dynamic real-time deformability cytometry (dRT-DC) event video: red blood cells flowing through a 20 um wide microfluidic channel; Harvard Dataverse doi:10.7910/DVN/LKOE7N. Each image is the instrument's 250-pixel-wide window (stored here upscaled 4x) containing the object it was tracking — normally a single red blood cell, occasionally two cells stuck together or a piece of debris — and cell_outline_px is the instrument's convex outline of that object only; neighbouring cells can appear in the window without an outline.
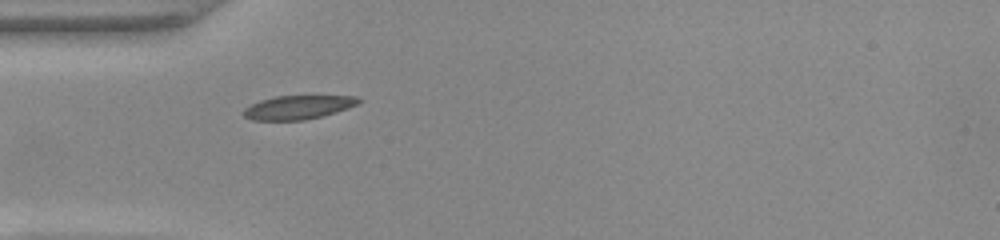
{"species": "common noctule bat (a hibernating species)", "species_latin": "Nyctalus noctula", "temperature_condition": "warm", "stored_images_in_passage": 36, "camera_frame_rate_fps": 3000, "um_per_image_px": 0.085, "animal": {"sex": "female", "body_mass_g": 22.0, "forearm_length_mm": 56.7}, "frame": {"image": 1, "passage_image": 1, "time_ms": 0.0, "image_size_px": [1000, 240], "cell_outline_px": [[364, 100], [348, 108], [324, 116], [304, 120], [252, 120], [244, 116], [244, 108], [260, 100], [276, 96], [360, 96]], "centroid_in_image_um": [25.38, 9.12], "position_along_channel_um": 59.6, "area_um2": 15.95}}
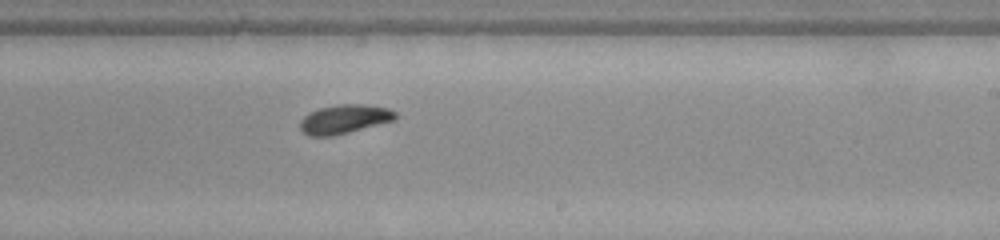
{"frame": {"image": 2, "passage_image": 16, "time_ms": 5.0, "image_size_px": [1000, 240], "cell_outline_px": [[396, 120], [332, 136], [308, 136], [300, 128], [300, 120], [308, 112], [320, 108], [340, 104], [364, 104], [388, 108], [396, 112]], "centroid_in_image_um": [29.26, 10.12], "position_along_channel_um": 259.7, "area_um2": 16.07}}
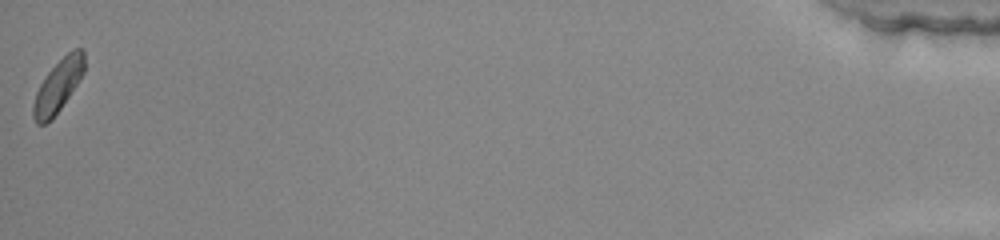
{"frame": {"image": 3, "passage_image": 36, "time_ms": 11.667, "image_size_px": [1000, 240], "cell_outline_px": [[84, 72], [52, 120], [44, 124], [36, 124], [32, 116], [32, 108], [36, 92], [40, 84], [48, 72], [72, 48], [84, 48]], "centroid_in_image_um": [4.92, 7.3], "position_along_channel_um": 430.3, "area_um2": 15.37}, "authors_computed_cell_mechanics": {"area_um2": 15.9528, "velocity_mm_per_s": 4.0567, "shape_relaxation_time_tau1_ms": 2.7431, "shape_relaxation_time_tau2_ms": null, "deformation_change_tau1": 0.1121, "deformation_change_tau2": null}}